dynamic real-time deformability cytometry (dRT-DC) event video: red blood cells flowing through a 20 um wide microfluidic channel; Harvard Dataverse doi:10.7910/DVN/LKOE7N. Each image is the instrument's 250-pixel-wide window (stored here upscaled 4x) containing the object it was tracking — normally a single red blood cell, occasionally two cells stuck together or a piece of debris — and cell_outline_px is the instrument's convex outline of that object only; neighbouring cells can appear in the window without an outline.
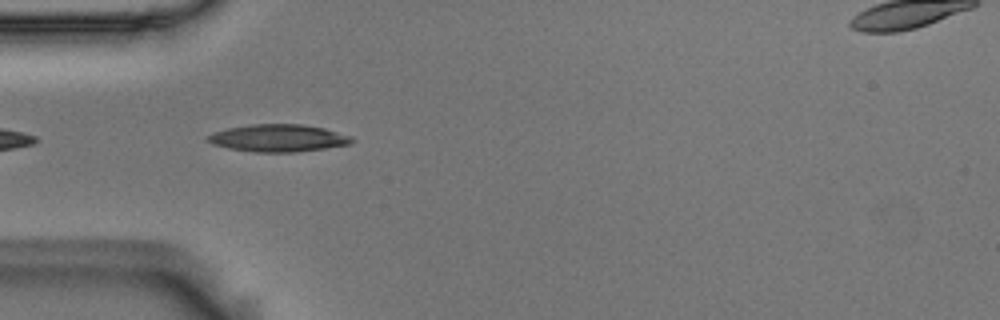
{"species": "Egyptian fruit bat (a non-hibernating species)", "species_latin": "Rousettus aegyptiacus", "temperature_condition": "room temperature", "stored_images_in_passage": 8, "camera_frame_rate_fps": 3000, "um_per_image_px": 0.085, "animal": {"sex": "male"}, "frame": {"image": 1, "passage_image": 3, "time_ms": 0.667, "image_size_px": [1000, 320], "cell_outline_px": [[356, 140], [348, 144], [324, 148], [296, 152], [256, 152], [228, 148], [212, 144], [204, 136], [228, 128], [252, 124], [300, 124], [324, 128], [352, 136]], "centroid_in_image_um": [23.65, 11.73], "position_along_channel_um": 61.3, "area_um2": 22.83}}